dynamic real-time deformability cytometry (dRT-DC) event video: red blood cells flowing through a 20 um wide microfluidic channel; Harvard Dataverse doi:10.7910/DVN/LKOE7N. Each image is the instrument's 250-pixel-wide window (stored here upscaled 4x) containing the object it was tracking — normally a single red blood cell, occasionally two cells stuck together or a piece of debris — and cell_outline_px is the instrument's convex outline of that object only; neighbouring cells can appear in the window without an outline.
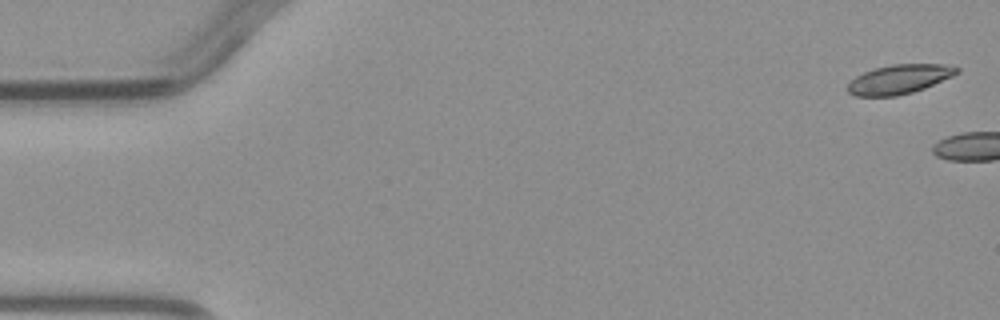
{"species": "common noctule bat (a hibernating species)", "species_latin": "Nyctalus noctula", "temperature_condition": "warm", "stored_images_in_passage": 6, "camera_frame_rate_fps": 3000, "um_per_image_px": 0.085, "animal": {"sex": "male", "body_mass_g": 23.1, "forearm_length_mm": 52.7}, "frame": {"image": 1, "passage_image": 1, "time_ms": 0.0, "image_size_px": [1000, 320], "cell_outline_px": [[960, 72], [952, 76], [924, 88], [912, 92], [896, 96], [856, 96], [848, 92], [848, 84], [856, 76], [864, 72], [876, 68], [892, 64], [944, 64], [960, 68]], "centroid_in_image_um": [76.45, 6.73], "position_along_channel_um": 8.6, "area_um2": 18.44}}
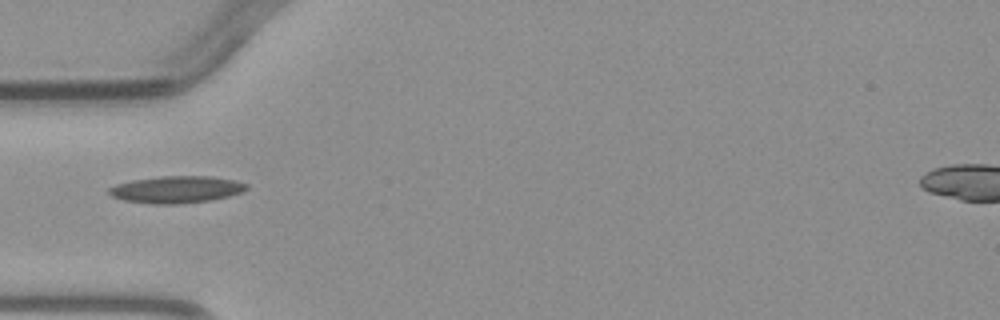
{"frame": {"image": 2, "passage_image": 5, "time_ms": 5.667, "image_size_px": [1000, 320], "cell_outline_px": [[248, 188], [244, 192], [212, 200], [180, 204], [152, 204], [124, 200], [112, 196], [108, 192], [108, 188], [116, 184], [132, 180], [160, 176], [212, 176], [236, 180], [248, 184]], "centroid_in_image_um": [15.03, 16.1], "position_along_channel_um": 70.0, "area_um2": 21.85}}
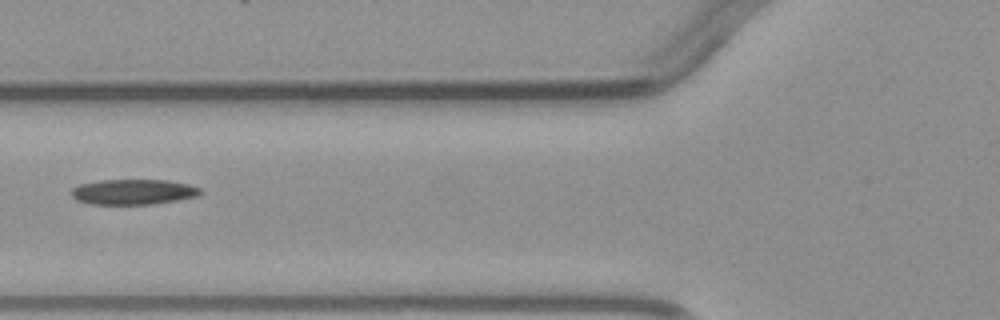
{"frame": {"image": 3, "passage_image": 6, "time_ms": 6.667, "image_size_px": [1000, 320], "cell_outline_px": [[200, 192], [196, 196], [180, 200], [152, 204], [92, 204], [76, 200], [72, 196], [72, 188], [80, 184], [100, 180], [168, 180], [188, 184], [200, 188]], "centroid_in_image_um": [11.32, 16.31], "position_along_channel_um": 114.5, "area_um2": 18.96}}